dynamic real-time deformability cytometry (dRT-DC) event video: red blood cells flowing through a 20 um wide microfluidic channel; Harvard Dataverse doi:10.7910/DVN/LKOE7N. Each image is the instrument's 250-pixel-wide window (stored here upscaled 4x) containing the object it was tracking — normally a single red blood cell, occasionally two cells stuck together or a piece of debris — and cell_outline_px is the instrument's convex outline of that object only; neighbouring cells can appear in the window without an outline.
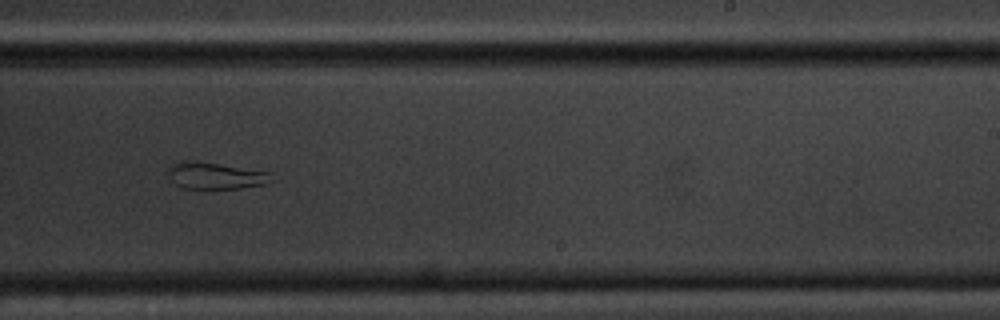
{"species": "common noctule bat (a hibernating species)", "species_latin": "Nyctalus noctula", "temperature_condition": "cold", "stored_images_in_passage": 16, "segment_of_instrument_passage": [1, 2], "camera_frame_rate_fps": 3000, "um_per_image_px": 0.085, "animal": {"sex": "male", "body_mass_g": 20.1, "forearm_length_mm": 53.5}, "frame": {"image": 1, "passage_image": 10, "time_ms": 11.333, "image_size_px": [1000, 320], "cell_outline_px": [[272, 180], [268, 184], [240, 188], [184, 188], [176, 184], [168, 176], [168, 168], [172, 164], [180, 160], [196, 160], [272, 172]], "centroid_in_image_um": [18.33, 14.91], "position_along_channel_um": 270.7, "area_um2": 16.3}}
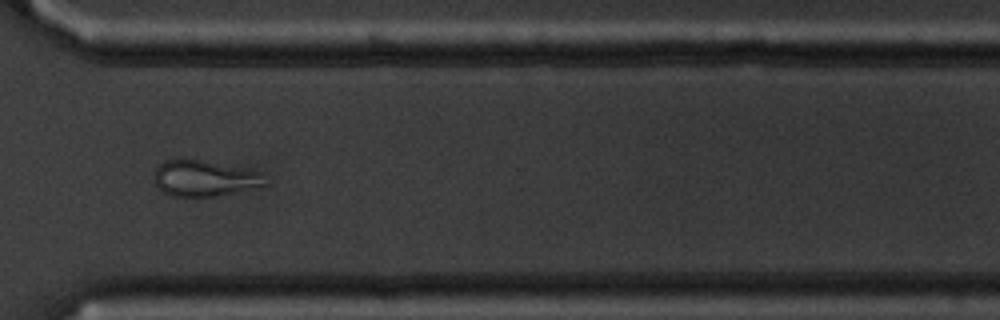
{"frame": {"image": 2, "passage_image": 12, "time_ms": 13.667, "image_size_px": [1000, 320], "cell_outline_px": [[268, 184], [216, 196], [172, 196], [164, 192], [156, 184], [152, 176], [156, 168], [164, 160], [200, 160], [248, 168], [260, 172]], "centroid_in_image_um": [17.36, 15.15], "position_along_channel_um": 353.2, "area_um2": 23.0}}
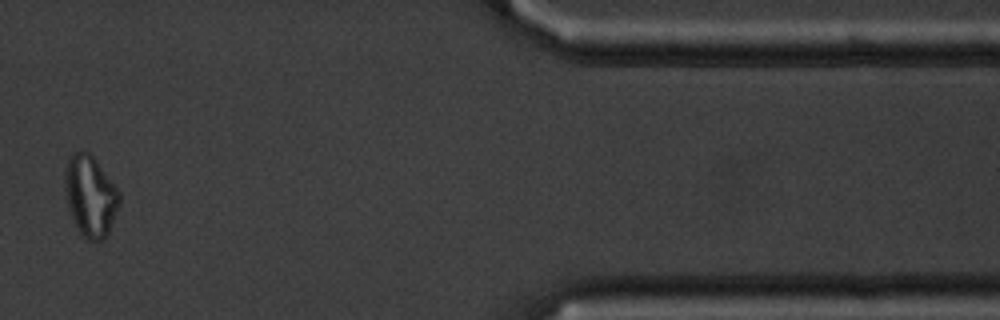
{"frame": {"image": 3, "passage_image": 14, "time_ms": 16.333, "image_size_px": [1000, 320], "cell_outline_px": [[120, 204], [108, 232], [100, 240], [88, 240], [76, 228], [68, 208], [64, 188], [64, 168], [72, 152], [88, 152], [96, 160], [120, 192]], "centroid_in_image_um": [7.66, 16.64], "position_along_channel_um": 403.7, "area_um2": 25.61}}